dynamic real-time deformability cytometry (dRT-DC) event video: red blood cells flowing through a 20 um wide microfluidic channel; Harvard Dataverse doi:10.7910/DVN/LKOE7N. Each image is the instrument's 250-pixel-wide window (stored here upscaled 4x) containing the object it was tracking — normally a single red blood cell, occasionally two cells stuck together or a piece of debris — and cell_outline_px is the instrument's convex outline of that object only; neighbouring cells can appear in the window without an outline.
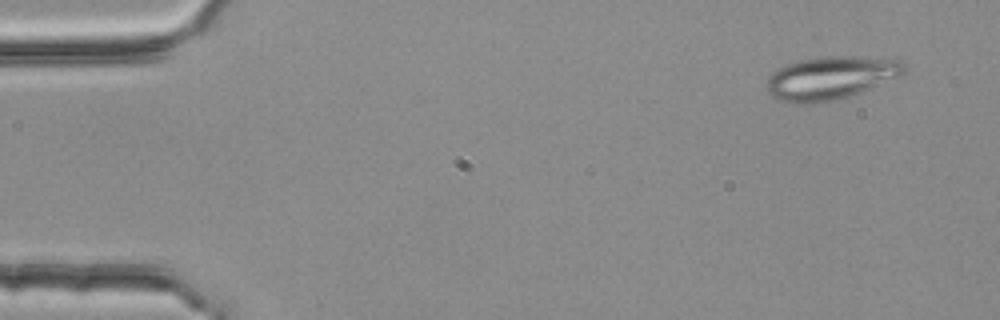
{"species": "common noctule bat (a hibernating species)", "species_latin": "Nyctalus noctula", "temperature_condition": "room temperature", "stored_images_in_passage": 4, "camera_frame_rate_fps": 3000, "um_per_image_px": 0.085, "animal": {"sex": "female", "body_mass_g": 25.1}, "frame": {"image": 1, "passage_image": 1, "time_ms": 0.0, "image_size_px": [1000, 320], "cell_outline_px": [[904, 76], [860, 92], [848, 96], [832, 100], [808, 104], [796, 104], [780, 100], [772, 96], [768, 92], [768, 76], [772, 72], [788, 64], [800, 60], [828, 56], [848, 56], [900, 60], [904, 64]], "centroid_in_image_um": [70.63, 6.63], "position_along_channel_um": 14.4, "area_um2": 34.28}}